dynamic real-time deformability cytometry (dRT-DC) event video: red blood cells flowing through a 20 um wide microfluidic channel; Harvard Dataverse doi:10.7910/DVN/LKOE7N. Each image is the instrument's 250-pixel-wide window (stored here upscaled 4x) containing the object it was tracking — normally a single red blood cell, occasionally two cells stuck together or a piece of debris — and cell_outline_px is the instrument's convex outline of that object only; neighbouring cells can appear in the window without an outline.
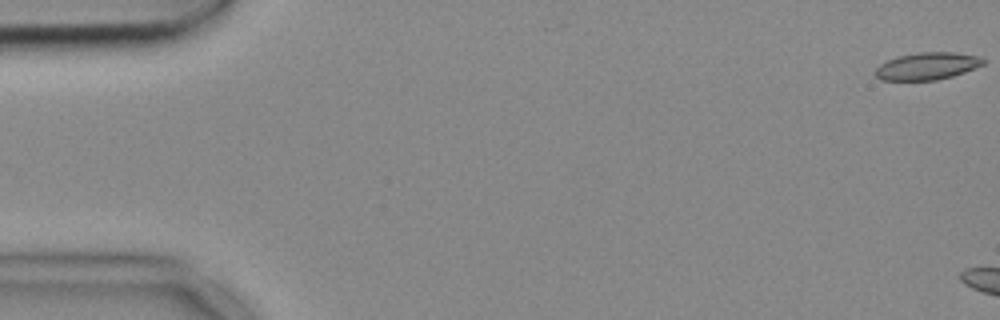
{"species": "common noctule bat (a hibernating species)", "species_latin": "Nyctalus noctula", "temperature_condition": "cold", "stored_images_in_passage": 6, "camera_frame_rate_fps": 3000, "um_per_image_px": 0.085, "animal": {"sex": "female", "body_mass_g": 18.4}, "frame": {"image": 1, "passage_image": 1, "time_ms": 0.0, "image_size_px": [1000, 320], "cell_outline_px": [[984, 64], [964, 72], [952, 76], [936, 80], [880, 80], [876, 76], [876, 68], [880, 64], [888, 60], [900, 56], [920, 52], [956, 52], [976, 56], [984, 60]], "centroid_in_image_um": [78.8, 5.62], "position_along_channel_um": 6.2, "area_um2": 16.88}}